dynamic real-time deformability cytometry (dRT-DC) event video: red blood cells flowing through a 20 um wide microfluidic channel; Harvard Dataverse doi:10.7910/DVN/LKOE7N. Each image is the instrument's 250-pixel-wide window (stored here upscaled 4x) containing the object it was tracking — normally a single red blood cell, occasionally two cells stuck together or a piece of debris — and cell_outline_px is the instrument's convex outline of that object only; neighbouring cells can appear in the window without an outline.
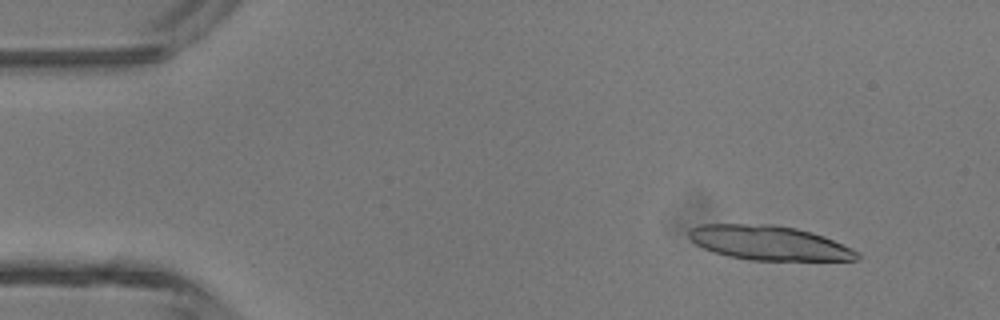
{"species": "common noctule bat (a hibernating species)", "species_latin": "Nyctalus noctula", "temperature_condition": "room temperature", "stored_images_in_passage": 4, "camera_frame_rate_fps": 3000, "um_per_image_px": 0.085, "animal": {"sex": "male", "body_mass_g": 13.3}, "frame": {"image": 1, "passage_image": 1, "time_ms": 0.0, "image_size_px": [1000, 320], "cell_outline_px": [[860, 260], [748, 260], [728, 256], [704, 248], [696, 244], [688, 236], [688, 228], [700, 224], [776, 224], [796, 228], [812, 232], [824, 236], [852, 248], [860, 252]], "centroid_in_image_um": [65.38, 20.64], "position_along_channel_um": 19.6, "area_um2": 33.93}}
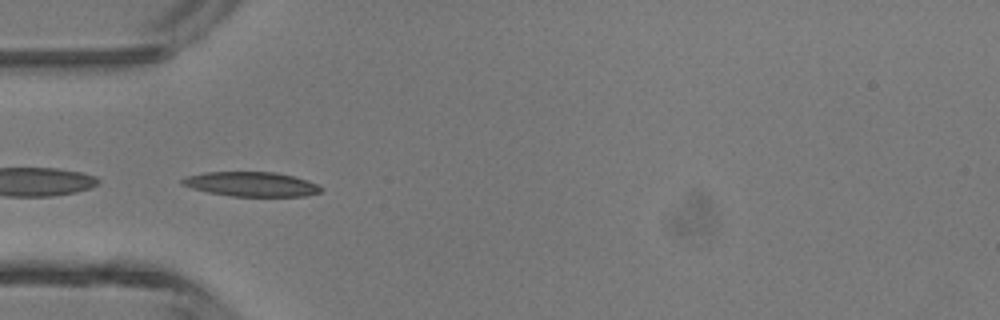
{"frame": {"image": 2, "passage_image": 4, "time_ms": 1.0, "image_size_px": [1000, 320], "cell_outline_px": [[324, 188], [320, 192], [304, 196], [232, 196], [208, 192], [192, 188], [180, 184], [180, 180], [184, 176], [204, 172], [276, 172], [308, 180]], "centroid_in_image_um": [21.33, 15.65], "position_along_channel_um": 63.7, "area_um2": 19.88}}